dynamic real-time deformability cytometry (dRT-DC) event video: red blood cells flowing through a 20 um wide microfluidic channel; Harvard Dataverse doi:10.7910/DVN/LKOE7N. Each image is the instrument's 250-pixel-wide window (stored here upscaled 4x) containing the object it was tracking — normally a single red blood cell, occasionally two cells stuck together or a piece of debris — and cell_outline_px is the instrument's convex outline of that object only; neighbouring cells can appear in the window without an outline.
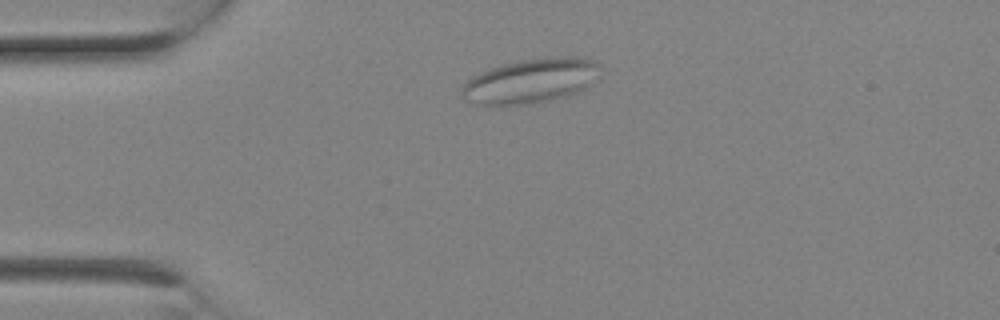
{"species": "Egyptian fruit bat (a non-hibernating species)", "species_latin": "Rousettus aegyptiacus", "temperature_condition": "room temperature", "stored_images_in_passage": 3, "camera_frame_rate_fps": 3000, "um_per_image_px": 0.085, "animal": {"sex": "female"}, "frame": {"image": 1, "passage_image": 3, "time_ms": 0.667, "image_size_px": [1000, 320], "cell_outline_px": [[604, 72], [592, 84], [580, 92], [568, 96], [528, 104], [480, 104], [464, 100], [460, 96], [460, 88], [464, 80], [480, 72], [500, 64], [520, 60], [544, 56], [580, 56], [592, 60], [600, 64]], "centroid_in_image_um": [45.16, 6.84], "position_along_channel_um": 39.8, "area_um2": 36.93}}